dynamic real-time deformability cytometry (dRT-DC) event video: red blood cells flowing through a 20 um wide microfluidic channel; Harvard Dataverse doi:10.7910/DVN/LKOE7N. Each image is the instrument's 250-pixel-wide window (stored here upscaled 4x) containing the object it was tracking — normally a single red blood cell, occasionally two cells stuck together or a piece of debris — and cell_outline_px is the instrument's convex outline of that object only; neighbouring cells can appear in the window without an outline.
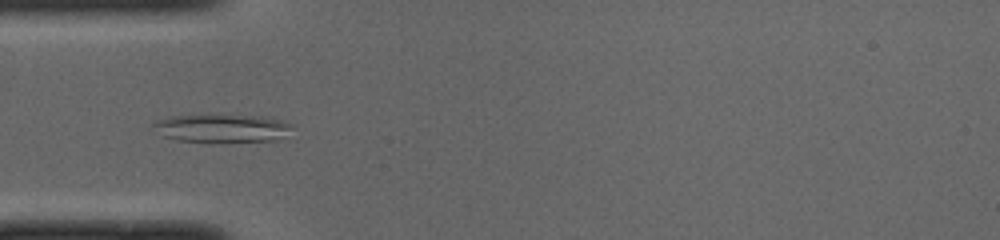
{"species": "common noctule bat (a hibernating species)", "species_latin": "Nyctalus noctula", "temperature_condition": "cold", "stored_images_in_passage": 51, "camera_frame_rate_fps": 3000, "um_per_image_px": 0.085, "animal": {"sex": "male", "body_mass_g": 19.0, "forearm_length_mm": 50.8}, "frame": {"image": 1, "passage_image": 15, "time_ms": 4.667, "image_size_px": [1000, 240], "cell_outline_px": [[292, 124], [280, 136], [272, 140], [176, 140], [164, 136], [152, 124], [156, 120], [176, 116], [260, 116], [280, 120]], "centroid_in_image_um": [18.8, 10.87], "position_along_channel_um": 66.2, "area_um2": 20.98}}
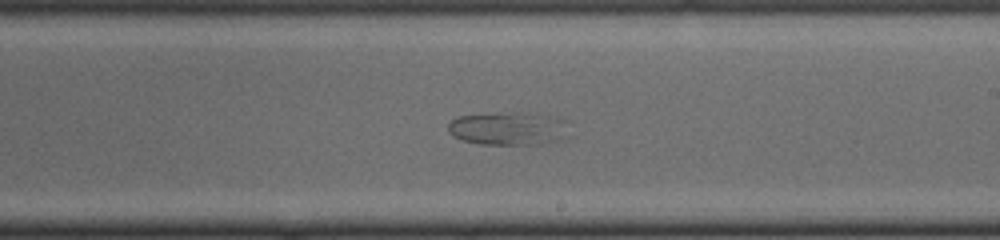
{"frame": {"image": 2, "passage_image": 29, "time_ms": 9.333, "image_size_px": [1000, 240], "cell_outline_px": [[548, 140], [540, 144], [480, 144], [464, 140], [452, 136], [448, 132], [448, 124], [456, 116], [496, 112], [524, 112], [540, 116], [548, 120]], "centroid_in_image_um": [42.54, 10.91], "position_along_channel_um": 246.5, "area_um2": 20.35}}
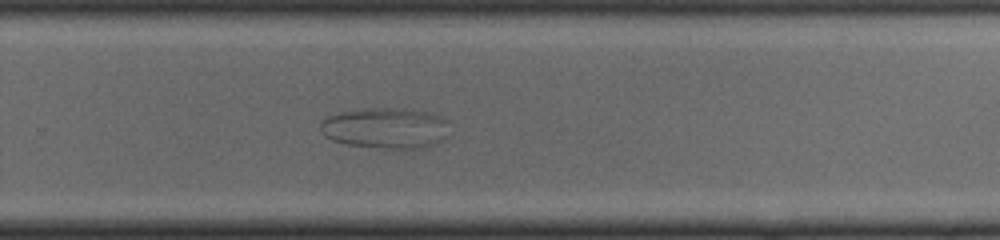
{"frame": {"image": 3, "passage_image": 33, "time_ms": 10.667, "image_size_px": [1000, 240], "cell_outline_px": [[452, 136], [436, 144], [420, 148], [384, 148], [348, 144], [332, 140], [324, 136], [320, 128], [320, 124], [328, 116], [344, 112], [364, 108], [392, 108], [428, 112], [440, 116], [448, 120]], "centroid_in_image_um": [32.87, 10.89], "position_along_channel_um": 296.9, "area_um2": 30.87}}